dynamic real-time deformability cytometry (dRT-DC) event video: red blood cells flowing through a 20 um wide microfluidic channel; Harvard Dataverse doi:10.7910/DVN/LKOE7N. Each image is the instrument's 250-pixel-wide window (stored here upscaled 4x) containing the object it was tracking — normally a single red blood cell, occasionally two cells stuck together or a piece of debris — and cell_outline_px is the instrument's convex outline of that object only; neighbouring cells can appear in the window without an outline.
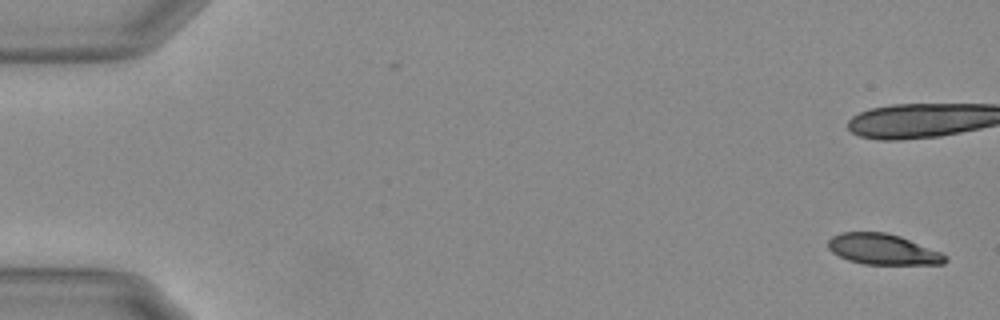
{"species": "Egyptian fruit bat (a non-hibernating species)", "species_latin": "Rousettus aegyptiacus", "temperature_condition": "warm", "stored_images_in_passage": 12, "camera_frame_rate_fps": 3000, "um_per_image_px": 0.085, "animal": {"sex": "female"}, "frame": {"image": 1, "passage_image": 1, "time_ms": 0.0, "image_size_px": [1000, 320], "cell_outline_px": [[948, 260], [944, 264], [864, 264], [848, 260], [832, 252], [828, 248], [828, 240], [832, 236], [840, 232], [884, 232], [900, 236], [940, 252], [948, 256]], "centroid_in_image_um": [75.03, 21.19], "position_along_channel_um": 10.0, "area_um2": 20.87}}